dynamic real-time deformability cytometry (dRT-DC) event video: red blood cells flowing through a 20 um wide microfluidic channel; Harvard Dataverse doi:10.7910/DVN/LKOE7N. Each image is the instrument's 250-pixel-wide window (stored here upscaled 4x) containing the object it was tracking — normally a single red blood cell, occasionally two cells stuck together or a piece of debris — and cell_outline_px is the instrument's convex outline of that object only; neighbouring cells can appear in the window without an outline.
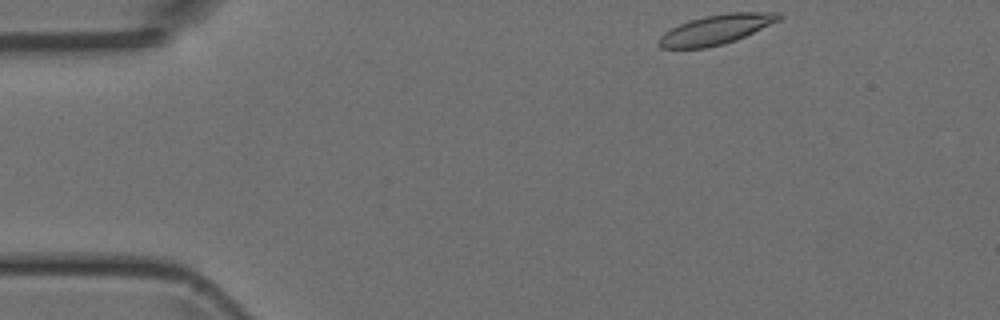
{"species": "Egyptian fruit bat (a non-hibernating species)", "species_latin": "Rousettus aegyptiacus", "temperature_condition": "room temperature", "stored_images_in_passage": 3, "camera_frame_rate_fps": 3000, "um_per_image_px": 0.085, "animal": {"sex": "female"}, "frame": {"image": 1, "passage_image": 1, "time_ms": 0.0, "image_size_px": [1000, 320], "cell_outline_px": [[784, 16], [780, 20], [736, 40], [724, 44], [708, 48], [660, 48], [656, 44], [660, 36], [664, 32], [688, 20], [704, 16], [728, 12], [780, 12]], "centroid_in_image_um": [60.87, 2.51], "position_along_channel_um": 24.1, "area_um2": 20.92}}